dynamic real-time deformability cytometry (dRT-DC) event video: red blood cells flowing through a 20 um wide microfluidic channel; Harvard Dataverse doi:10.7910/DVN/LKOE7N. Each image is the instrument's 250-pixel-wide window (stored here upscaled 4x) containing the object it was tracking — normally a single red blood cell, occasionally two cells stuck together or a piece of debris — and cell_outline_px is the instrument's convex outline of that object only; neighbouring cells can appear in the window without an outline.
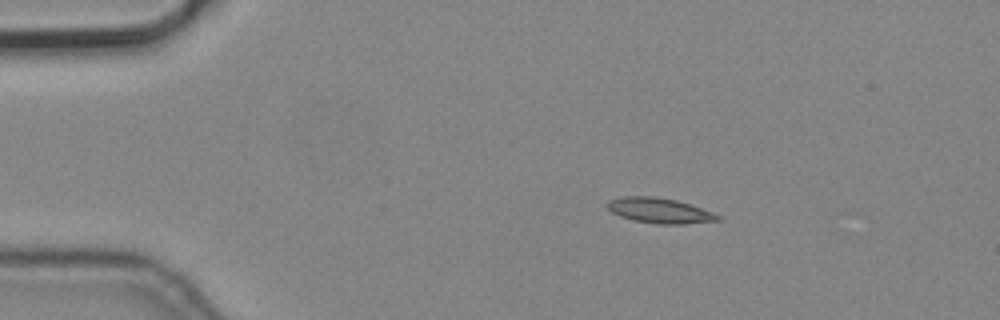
{"species": "common noctule bat (a hibernating species)", "species_latin": "Nyctalus noctula", "temperature_condition": "cold", "stored_images_in_passage": 4, "camera_frame_rate_fps": 3000, "um_per_image_px": 0.085, "animal": {"sex": "male", "body_mass_g": 19.2, "forearm_length_mm": 51.8}, "frame": {"image": 1, "passage_image": 2, "time_ms": 0.333, "image_size_px": [1000, 320], "cell_outline_px": [[724, 220], [684, 224], [660, 224], [632, 220], [620, 216], [612, 212], [604, 204], [608, 200], [624, 196], [652, 196], [676, 200], [724, 216]], "centroid_in_image_um": [56.08, 17.9], "position_along_channel_um": 28.9, "area_um2": 16.36}}
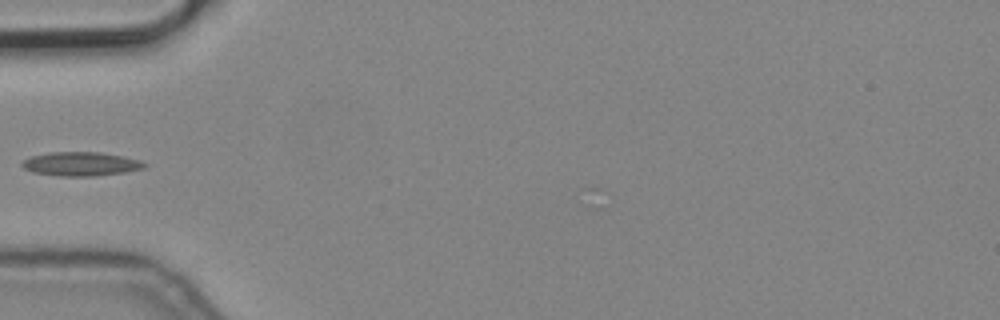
{"frame": {"image": 2, "passage_image": 4, "time_ms": 1.0, "image_size_px": [1000, 320], "cell_outline_px": [[148, 164], [144, 168], [124, 172], [96, 176], [60, 176], [32, 172], [24, 168], [20, 164], [24, 160], [32, 156], [48, 152], [100, 152], [124, 156], [140, 160]], "centroid_in_image_um": [6.88, 13.93], "position_along_channel_um": 78.1, "area_um2": 17.11}}